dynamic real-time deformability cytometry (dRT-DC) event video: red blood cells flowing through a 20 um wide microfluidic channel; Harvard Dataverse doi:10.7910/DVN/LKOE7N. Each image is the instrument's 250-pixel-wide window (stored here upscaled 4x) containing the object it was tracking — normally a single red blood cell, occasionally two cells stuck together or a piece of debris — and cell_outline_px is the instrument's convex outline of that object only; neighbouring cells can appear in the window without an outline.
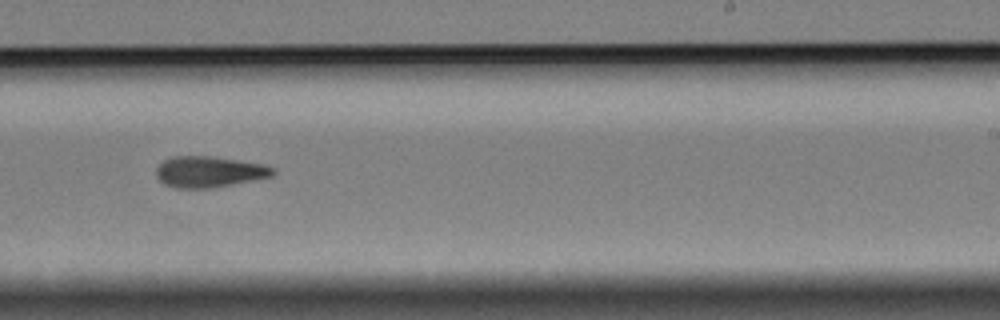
{"species": "Egyptian fruit bat (a non-hibernating species)", "species_latin": "Rousettus aegyptiacus", "temperature_condition": "cold", "stored_images_in_passage": 18, "camera_frame_rate_fps": 3000, "um_per_image_px": 0.085, "animal": {"sex": "female"}, "frame": {"image": 1, "passage_image": 11, "time_ms": 12.667, "image_size_px": [1000, 320], "cell_outline_px": [[276, 172], [272, 176], [212, 188], [176, 188], [164, 184], [156, 176], [156, 168], [164, 160], [172, 156], [212, 156], [260, 164], [272, 168]], "centroid_in_image_um": [17.72, 14.6], "position_along_channel_um": 271.3, "area_um2": 20.87}}
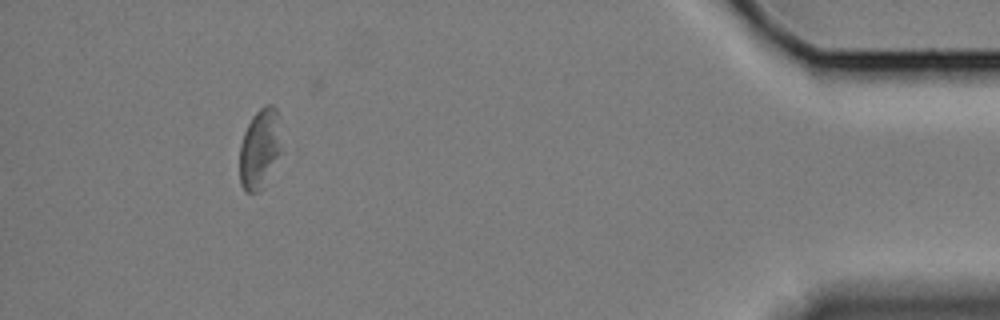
{"frame": {"image": 2, "passage_image": 18, "time_ms": 21.0, "image_size_px": [1000, 320], "cell_outline_px": [[284, 152], [264, 188], [260, 192], [244, 192], [240, 184], [240, 144], [244, 132], [252, 116], [264, 104], [272, 104], [276, 108]], "centroid_in_image_um": [22.13, 12.69], "position_along_channel_um": 413.1, "area_um2": 20.4}}